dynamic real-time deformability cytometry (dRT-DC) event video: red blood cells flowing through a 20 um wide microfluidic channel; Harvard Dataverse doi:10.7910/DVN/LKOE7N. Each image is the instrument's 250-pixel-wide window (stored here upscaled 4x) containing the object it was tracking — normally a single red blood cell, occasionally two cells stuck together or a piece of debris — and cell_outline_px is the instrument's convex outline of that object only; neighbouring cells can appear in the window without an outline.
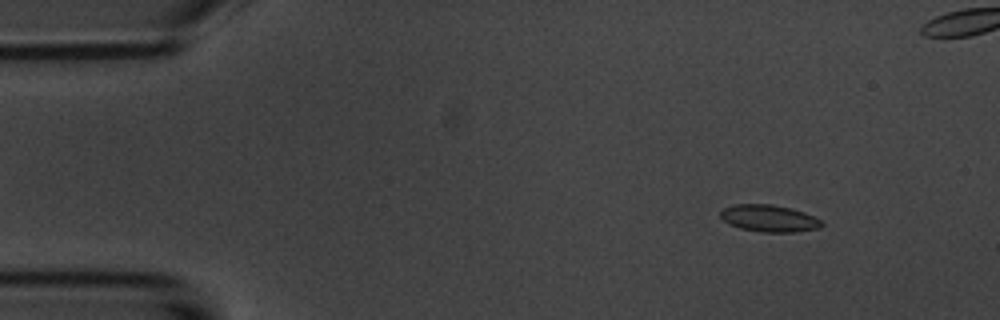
{"species": "common noctule bat (a hibernating species)", "species_latin": "Nyctalus noctula", "temperature_condition": "room temperature", "stored_images_in_passage": 4, "camera_frame_rate_fps": 3000, "um_per_image_px": 0.085, "animal": {"sex": "male", "body_mass_g": 20.1, "forearm_length_mm": 53.5}, "frame": {"image": 1, "passage_image": 2, "time_ms": 1.0, "image_size_px": [1000, 320], "cell_outline_px": [[824, 224], [820, 228], [796, 232], [760, 232], [740, 228], [728, 224], [720, 216], [720, 212], [724, 208], [736, 204], [772, 204], [792, 208], [804, 212], [820, 220]], "centroid_in_image_um": [65.38, 18.56], "position_along_channel_um": 19.6, "area_um2": 15.95}}